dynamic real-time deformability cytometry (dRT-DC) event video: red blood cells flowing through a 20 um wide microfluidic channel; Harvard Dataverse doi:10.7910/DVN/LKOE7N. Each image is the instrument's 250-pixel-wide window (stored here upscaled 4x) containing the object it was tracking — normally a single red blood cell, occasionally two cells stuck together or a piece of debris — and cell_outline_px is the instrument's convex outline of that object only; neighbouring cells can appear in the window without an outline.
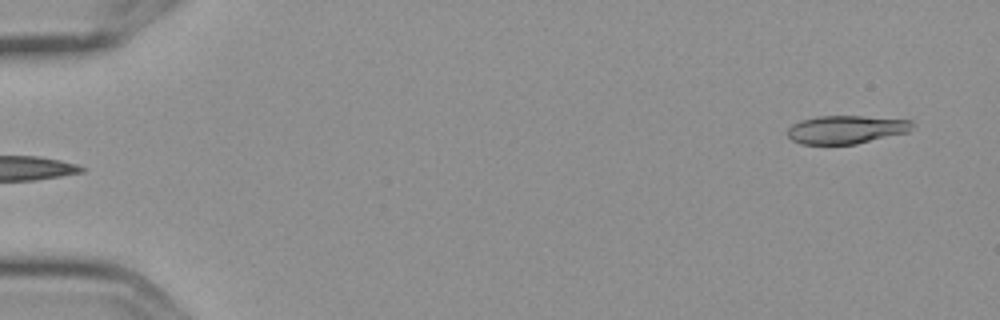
{"species": "Egyptian fruit bat (a non-hibernating species)", "species_latin": "Rousettus aegyptiacus", "temperature_condition": "cold", "stored_images_in_passage": 6, "segment_of_instrument_passage": [2, 2], "camera_frame_rate_fps": 3000, "um_per_image_px": 0.085, "frame": {"image": 1, "passage_image": 6, "time_ms": 1.667, "image_size_px": [1000, 320], "cell_outline_px": [[912, 128], [908, 132], [856, 144], [800, 144], [792, 140], [788, 136], [788, 128], [792, 124], [800, 120], [816, 116], [860, 116], [912, 120]], "centroid_in_image_um": [71.89, 11.01], "position_along_channel_um": 13.1, "area_um2": 20.52}}